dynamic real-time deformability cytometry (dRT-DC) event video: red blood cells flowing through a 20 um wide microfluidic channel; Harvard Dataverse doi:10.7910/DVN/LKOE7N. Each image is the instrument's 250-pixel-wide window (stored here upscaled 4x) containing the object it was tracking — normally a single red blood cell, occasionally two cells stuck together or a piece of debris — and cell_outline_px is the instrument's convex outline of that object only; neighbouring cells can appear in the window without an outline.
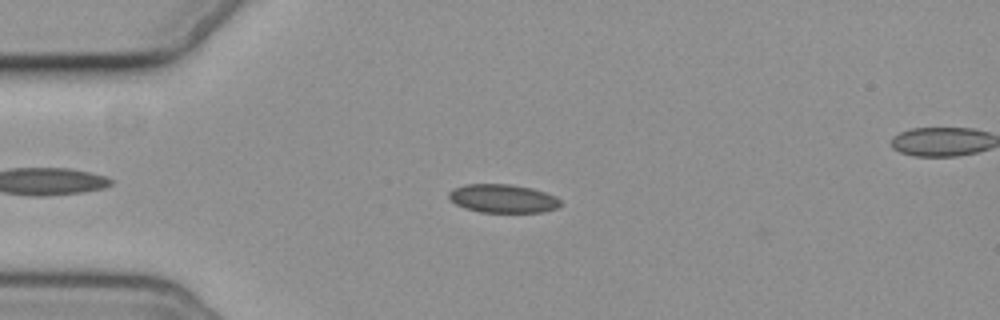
{"species": "common noctule bat (a hibernating species)", "species_latin": "Nyctalus noctula", "temperature_condition": "cold", "stored_images_in_passage": 4, "camera_frame_rate_fps": 3000, "um_per_image_px": 0.085, "animal": {"sex": "female", "body_mass_g": 19.3, "forearm_length_mm": 54.1}, "frame": {"image": 1, "passage_image": 3, "time_ms": 2.333, "image_size_px": [1000, 320], "cell_outline_px": [[560, 204], [556, 208], [544, 212], [480, 212], [464, 208], [456, 204], [448, 196], [448, 192], [452, 188], [464, 184], [508, 184], [532, 188], [556, 196], [560, 200]], "centroid_in_image_um": [42.72, 16.87], "position_along_channel_um": 42.3, "area_um2": 18.55}}